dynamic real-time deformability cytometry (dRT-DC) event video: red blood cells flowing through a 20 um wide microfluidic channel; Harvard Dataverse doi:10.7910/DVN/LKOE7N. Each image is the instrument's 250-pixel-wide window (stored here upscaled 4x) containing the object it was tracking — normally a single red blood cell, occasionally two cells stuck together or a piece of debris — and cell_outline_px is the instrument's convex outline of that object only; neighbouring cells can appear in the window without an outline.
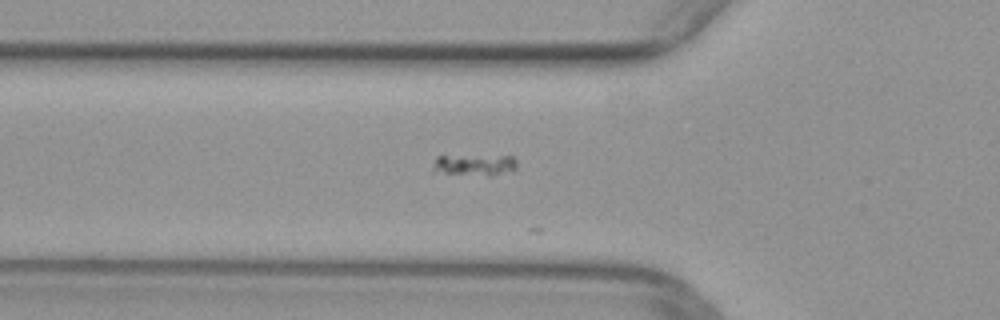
{"species": "common noctule bat (a hibernating species)", "species_latin": "Nyctalus noctula", "temperature_condition": "warm", "stored_images_in_passage": 28, "camera_frame_rate_fps": 3000, "um_per_image_px": 0.085, "animal": {"sex": "female", "body_mass_g": 29.2, "forearm_length_mm": 56.3}, "frame": {"image": 1, "passage_image": 18, "time_ms": 5.667, "image_size_px": [1000, 320], "cell_outline_px": [[516, 168], [512, 172], [488, 176], [432, 172], [432, 168], [436, 156], [512, 156], [516, 160]], "centroid_in_image_um": [40.34, 14.03], "position_along_channel_um": 85.5, "area_um2": 10.58}}
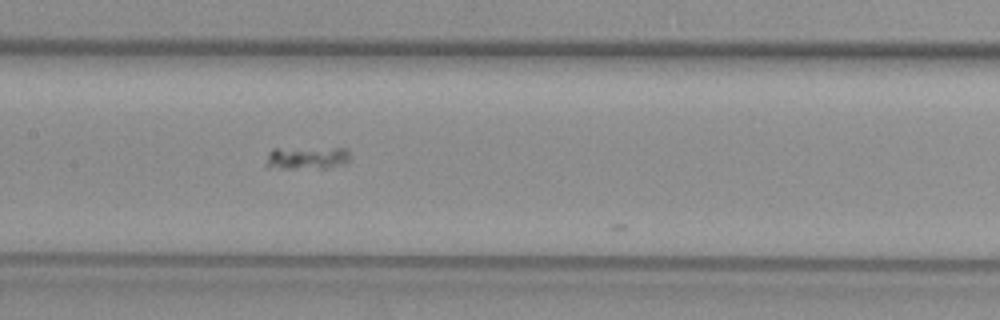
{"frame": {"image": 2, "passage_image": 25, "time_ms": 8.0, "image_size_px": [1000, 320], "cell_outline_px": [[348, 160], [344, 164], [324, 168], [264, 168], [264, 164], [268, 152], [272, 148], [344, 148], [348, 152]], "centroid_in_image_um": [25.98, 13.42], "position_along_channel_um": 181.4, "area_um2": 11.27}}